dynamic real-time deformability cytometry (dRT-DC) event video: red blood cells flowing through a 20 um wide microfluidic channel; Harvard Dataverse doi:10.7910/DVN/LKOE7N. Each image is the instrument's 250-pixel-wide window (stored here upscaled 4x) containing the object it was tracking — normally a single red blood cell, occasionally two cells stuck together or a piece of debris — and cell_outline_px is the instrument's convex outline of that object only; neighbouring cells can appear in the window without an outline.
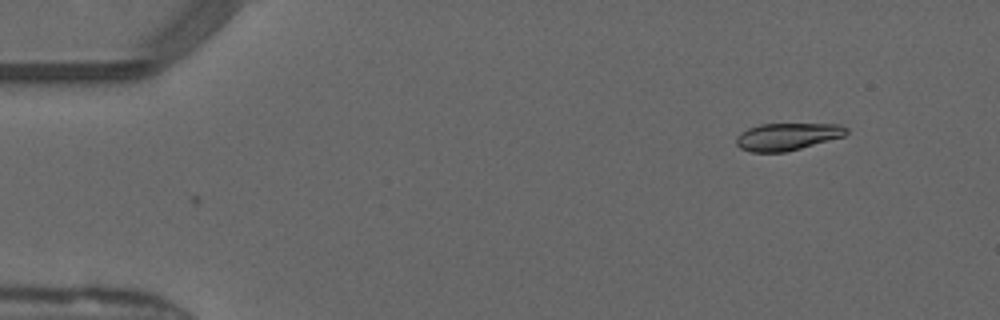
{"species": "common noctule bat (a hibernating species)", "species_latin": "Nyctalus noctula", "temperature_condition": "warm", "stored_images_in_passage": 10, "camera_frame_rate_fps": 3000, "um_per_image_px": 0.085, "animal": {"sex": "male", "forearm_length_mm": 52.5}, "frame": {"image": 1, "passage_image": 10, "time_ms": 3.0, "image_size_px": [1000, 320], "cell_outline_px": [[848, 132], [844, 136], [800, 148], [784, 152], [752, 152], [740, 148], [736, 144], [736, 136], [740, 132], [748, 128], [760, 124], [840, 124], [848, 128]], "centroid_in_image_um": [66.9, 11.6], "position_along_channel_um": 18.1, "area_um2": 17.46}}